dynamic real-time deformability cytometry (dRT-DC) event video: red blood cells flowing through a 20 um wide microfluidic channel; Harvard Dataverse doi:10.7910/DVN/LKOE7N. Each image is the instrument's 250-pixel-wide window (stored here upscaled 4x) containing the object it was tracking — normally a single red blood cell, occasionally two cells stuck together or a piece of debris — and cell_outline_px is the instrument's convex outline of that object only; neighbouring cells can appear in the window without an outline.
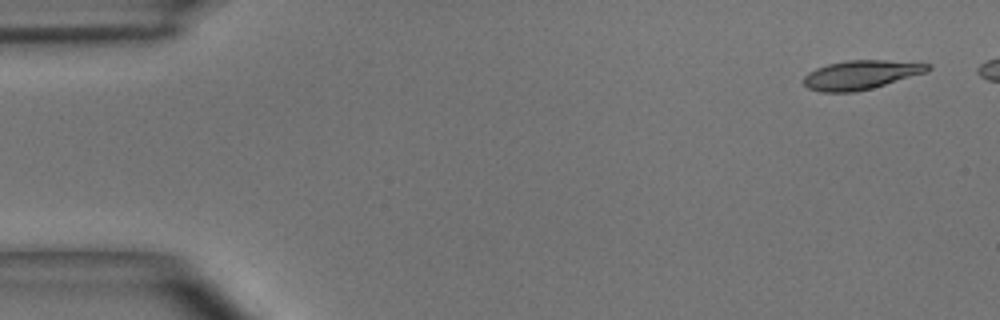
{"species": "common noctule bat (a hibernating species)", "species_latin": "Nyctalus noctula", "temperature_condition": "room temperature", "stored_images_in_passage": 4, "camera_frame_rate_fps": 3000, "um_per_image_px": 0.085, "animal": {"sex": "male", "body_mass_g": 15.6}, "frame": {"image": 1, "passage_image": 1, "time_ms": 0.0, "image_size_px": [1000, 320], "cell_outline_px": [[932, 68], [928, 72], [872, 88], [852, 92], [820, 92], [808, 88], [800, 80], [808, 72], [816, 68], [828, 64], [844, 60], [884, 60], [932, 64]], "centroid_in_image_um": [73.16, 6.36], "position_along_channel_um": 11.8, "area_um2": 21.15}}